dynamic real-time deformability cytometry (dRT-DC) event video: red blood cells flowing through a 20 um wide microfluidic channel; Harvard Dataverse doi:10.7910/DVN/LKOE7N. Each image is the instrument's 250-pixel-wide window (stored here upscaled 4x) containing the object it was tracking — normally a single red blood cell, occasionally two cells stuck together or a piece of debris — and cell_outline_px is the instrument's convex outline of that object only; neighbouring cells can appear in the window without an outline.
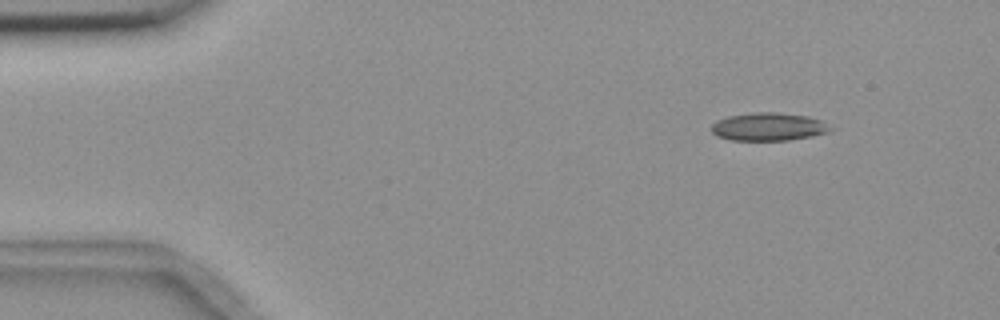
{"species": "common noctule bat (a hibernating species)", "species_latin": "Nyctalus noctula", "temperature_condition": "room temperature", "stored_images_in_passage": 5, "segment_of_instrument_passage": [1, 2], "camera_frame_rate_fps": 3000, "um_per_image_px": 0.085, "animal": {"sex": "female", "body_mass_g": 18.4}, "frame": {"image": 1, "passage_image": 2, "time_ms": 1.0, "image_size_px": [1000, 320], "cell_outline_px": [[836, 128], [828, 132], [812, 136], [788, 140], [732, 140], [716, 136], [712, 132], [712, 124], [716, 120], [728, 116], [752, 112], [776, 112], [808, 116], [820, 120]], "centroid_in_image_um": [65.34, 10.77], "position_along_channel_um": 19.7, "area_um2": 19.54}}